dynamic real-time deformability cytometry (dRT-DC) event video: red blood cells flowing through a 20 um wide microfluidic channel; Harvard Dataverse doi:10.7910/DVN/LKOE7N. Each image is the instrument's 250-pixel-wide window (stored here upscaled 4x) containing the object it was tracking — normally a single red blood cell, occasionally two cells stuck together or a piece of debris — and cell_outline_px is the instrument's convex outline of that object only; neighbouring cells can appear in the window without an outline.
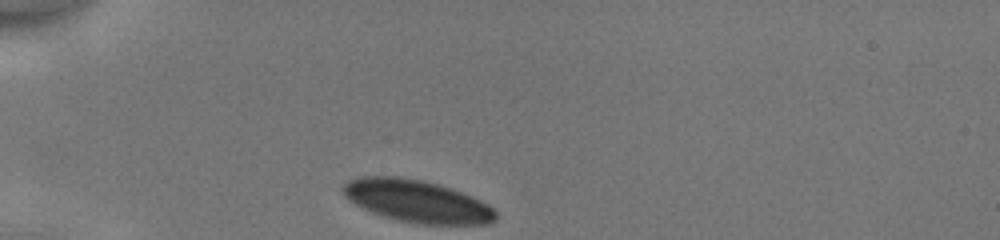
{"species": "human", "species_latin": "Homo sapiens", "temperature_condition": "cold", "stored_images_in_passage": 29, "camera_frame_rate_fps": 3000, "um_per_image_px": 0.085, "donor": {"sex": "male"}, "frame": {"image": 1, "passage_image": 1, "time_ms": 0.0, "image_size_px": [1000, 240], "cell_outline_px": [[496, 220], [488, 224], [412, 224], [380, 216], [348, 200], [340, 192], [340, 188], [348, 180], [360, 176], [396, 176], [420, 180], [440, 184], [452, 188], [472, 196], [488, 204], [496, 212]], "centroid_in_image_um": [35.41, 17.1], "position_along_channel_um": 49.6, "area_um2": 38.09}}
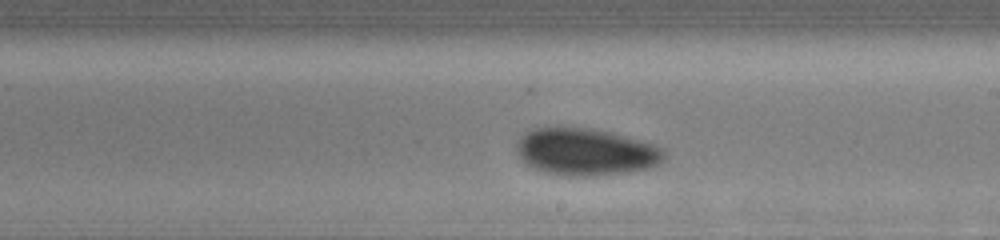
{"frame": {"image": 2, "passage_image": 17, "time_ms": 5.333, "image_size_px": [1000, 240], "cell_outline_px": [[668, 156], [664, 160], [652, 168], [628, 172], [592, 176], [564, 176], [544, 172], [532, 168], [524, 164], [516, 152], [516, 140], [524, 132], [536, 124], [560, 124], [592, 128], [612, 132], [656, 144], [668, 152]], "centroid_in_image_um": [49.73, 12.85], "position_along_channel_um": 239.3, "area_um2": 42.66}}
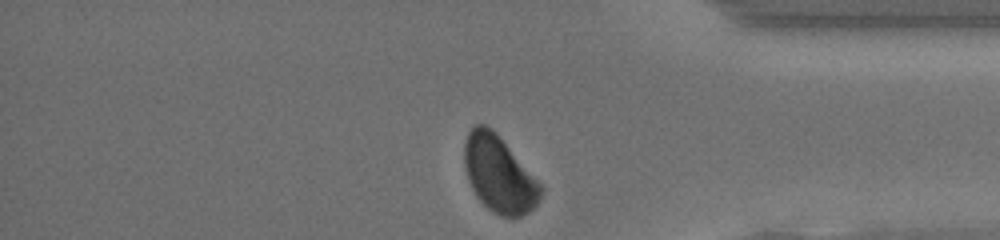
{"frame": {"image": 3, "passage_image": 29, "time_ms": 9.333, "image_size_px": [1000, 240], "cell_outline_px": [[544, 188], [540, 200], [528, 212], [520, 216], [500, 216], [492, 212], [476, 196], [468, 180], [464, 164], [464, 140], [468, 132], [476, 124], [484, 124], [492, 128], [496, 132]], "centroid_in_image_um": [42.4, 14.8], "position_along_channel_um": 392.8, "area_um2": 33.81}, "authors_computed_cell_mechanics": {"area_um2": 40.2288, "velocity_mm_per_s": 4.1118, "shape_relaxation_time_tau1_ms": 4.3811, "shape_relaxation_time_tau2_ms": null, "deformation_change_tau1": 0.0684, "deformation_change_tau2": null}}